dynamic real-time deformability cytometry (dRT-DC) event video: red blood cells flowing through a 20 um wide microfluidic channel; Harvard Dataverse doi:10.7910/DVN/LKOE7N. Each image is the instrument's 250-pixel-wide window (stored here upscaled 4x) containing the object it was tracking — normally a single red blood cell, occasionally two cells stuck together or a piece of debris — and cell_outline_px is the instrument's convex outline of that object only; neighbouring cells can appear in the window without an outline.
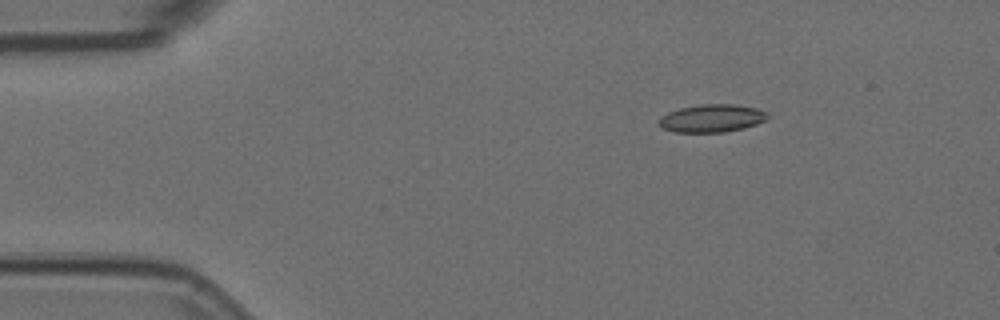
{"species": "Egyptian fruit bat (a non-hibernating species)", "species_latin": "Rousettus aegyptiacus", "temperature_condition": "room temperature", "stored_images_in_passage": 4, "camera_frame_rate_fps": 3000, "um_per_image_px": 0.085, "animal": {"sex": "female"}, "frame": {"image": 1, "passage_image": 2, "time_ms": 0.333, "image_size_px": [1000, 320], "cell_outline_px": [[772, 116], [768, 120], [744, 128], [724, 132], [676, 132], [664, 128], [656, 120], [660, 116], [668, 112], [680, 108], [704, 104], [732, 104], [756, 108], [768, 112]], "centroid_in_image_um": [60.55, 10.05], "position_along_channel_um": 24.4, "area_um2": 17.74}}